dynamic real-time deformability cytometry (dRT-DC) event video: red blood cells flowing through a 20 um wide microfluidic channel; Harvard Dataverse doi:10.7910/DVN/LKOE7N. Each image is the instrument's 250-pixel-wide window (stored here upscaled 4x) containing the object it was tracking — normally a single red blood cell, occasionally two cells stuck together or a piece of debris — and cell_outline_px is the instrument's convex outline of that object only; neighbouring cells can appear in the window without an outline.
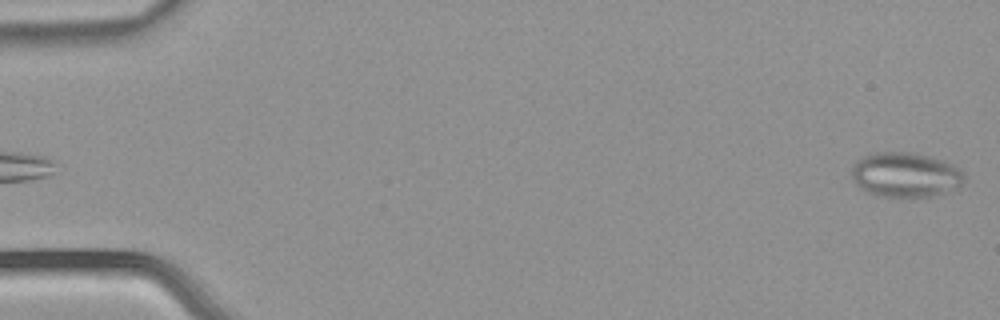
{"species": "common noctule bat (a hibernating species)", "species_latin": "Nyctalus noctula", "temperature_condition": "warm", "stored_images_in_passage": 4, "camera_frame_rate_fps": 3000, "um_per_image_px": 0.085, "animal": {"sex": "male", "body_mass_g": 21.5, "forearm_length_mm": 52.0}, "frame": {"image": 1, "passage_image": 4, "time_ms": 1.0, "image_size_px": [1000, 320], "cell_outline_px": [[964, 180], [956, 188], [932, 196], [876, 196], [864, 192], [856, 184], [852, 176], [852, 164], [856, 160], [872, 152], [912, 152], [944, 160], [960, 168], [964, 172]], "centroid_in_image_um": [76.93, 14.84], "position_along_channel_um": 8.1, "area_um2": 29.54}}